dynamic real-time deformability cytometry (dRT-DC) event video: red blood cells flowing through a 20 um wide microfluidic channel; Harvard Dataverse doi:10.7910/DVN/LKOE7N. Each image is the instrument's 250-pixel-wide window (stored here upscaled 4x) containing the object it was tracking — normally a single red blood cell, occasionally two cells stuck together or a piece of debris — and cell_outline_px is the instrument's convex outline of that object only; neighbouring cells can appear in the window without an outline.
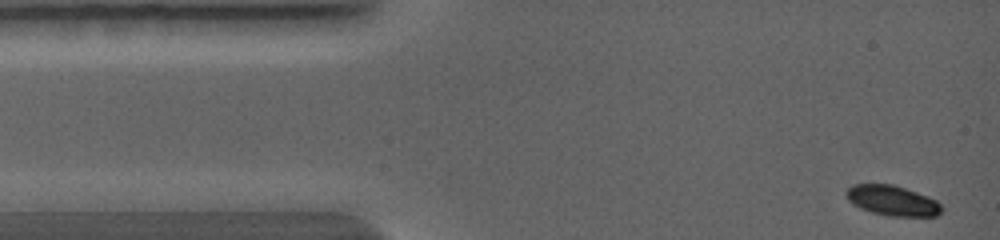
{"species": "common noctule bat (a hibernating species)", "species_latin": "Nyctalus noctula", "temperature_condition": "warm", "stored_images_in_passage": 54, "camera_frame_rate_fps": 5000, "um_per_image_px": 0.085, "animal": {"sex": "female", "body_mass_g": 19.0, "forearm_length_mm": 56.7}, "frame": {"image": 1, "passage_image": 1, "time_ms": 0.0, "image_size_px": [1000, 240], "cell_outline_px": [[944, 208], [936, 216], [888, 216], [872, 212], [860, 208], [852, 204], [848, 200], [844, 192], [852, 184], [892, 184], [928, 196], [936, 200]], "centroid_in_image_um": [75.83, 17.05], "position_along_channel_um": 9.2, "area_um2": 16.82}}
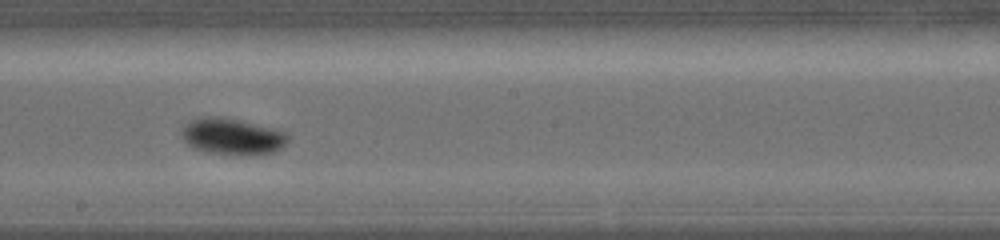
{"frame": {"image": 2, "passage_image": 32, "time_ms": 5.4, "image_size_px": [1000, 240], "cell_outline_px": [[288, 144], [276, 152], [248, 156], [204, 152], [192, 148], [180, 136], [180, 128], [188, 120], [200, 116], [224, 116], [288, 132]], "centroid_in_image_um": [19.71, 11.6], "position_along_channel_um": 228.5, "area_um2": 23.41}}
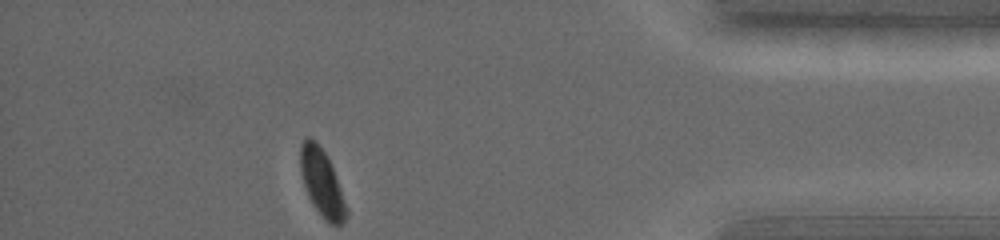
{"frame": {"image": 3, "passage_image": 54, "time_ms": 9.4, "image_size_px": [1000, 240], "cell_outline_px": [[348, 216], [340, 224], [332, 224], [312, 204], [308, 196], [300, 172], [300, 144], [304, 136], [308, 136], [316, 140], [324, 152], [332, 168], [348, 208]], "centroid_in_image_um": [27.33, 15.48], "position_along_channel_um": 407.9, "area_um2": 17.63}}